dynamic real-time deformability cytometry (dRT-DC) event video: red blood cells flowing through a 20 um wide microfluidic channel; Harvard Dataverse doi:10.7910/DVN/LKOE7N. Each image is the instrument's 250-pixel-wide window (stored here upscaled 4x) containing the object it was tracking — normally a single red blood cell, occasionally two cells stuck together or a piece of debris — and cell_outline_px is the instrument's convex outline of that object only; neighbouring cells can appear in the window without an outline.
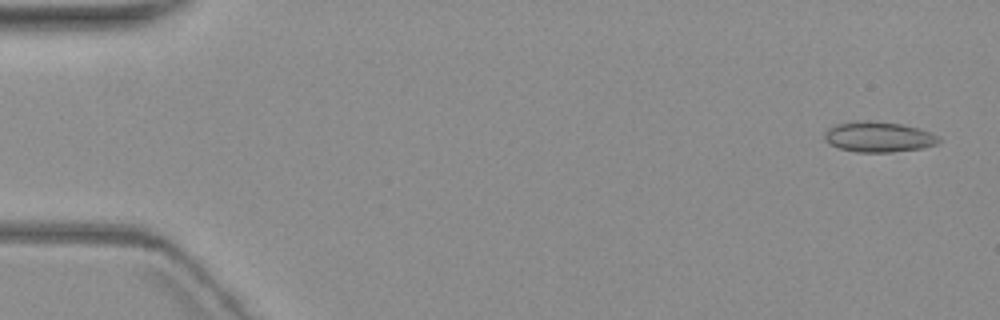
{"species": "common noctule bat (a hibernating species)", "species_latin": "Nyctalus noctula", "temperature_condition": "warm", "stored_images_in_passage": 6, "camera_frame_rate_fps": 3000, "um_per_image_px": 0.085, "animal": {"sex": "female", "body_mass_g": 19.3, "forearm_length_mm": 54.1}, "frame": {"image": 1, "passage_image": 1, "time_ms": 0.0, "image_size_px": [1000, 320], "cell_outline_px": [[940, 140], [936, 144], [920, 148], [892, 152], [856, 152], [840, 148], [828, 144], [824, 140], [824, 132], [828, 128], [836, 124], [856, 120], [868, 120], [900, 124], [916, 128], [940, 136]], "centroid_in_image_um": [74.61, 11.63], "position_along_channel_um": 10.4, "area_um2": 20.23}}
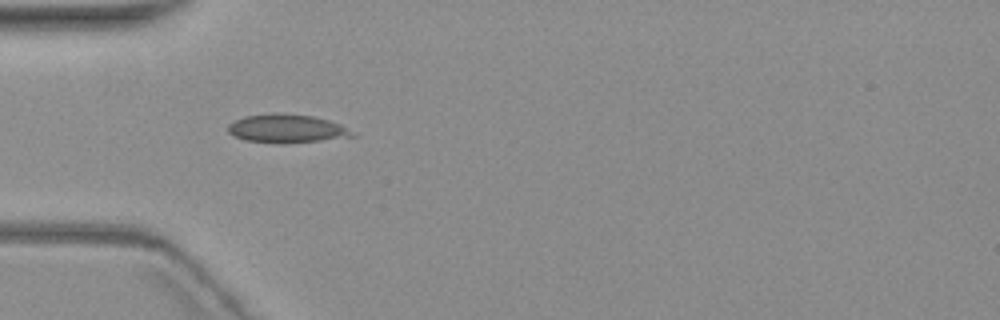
{"frame": {"image": 2, "passage_image": 5, "time_ms": 5.333, "image_size_px": [1000, 320], "cell_outline_px": [[360, 136], [280, 144], [244, 140], [232, 136], [228, 132], [228, 124], [244, 116], [272, 112], [276, 112], [312, 116], [328, 120], [340, 124]], "centroid_in_image_um": [24.35, 10.93], "position_along_channel_um": 60.7, "area_um2": 20.87}}
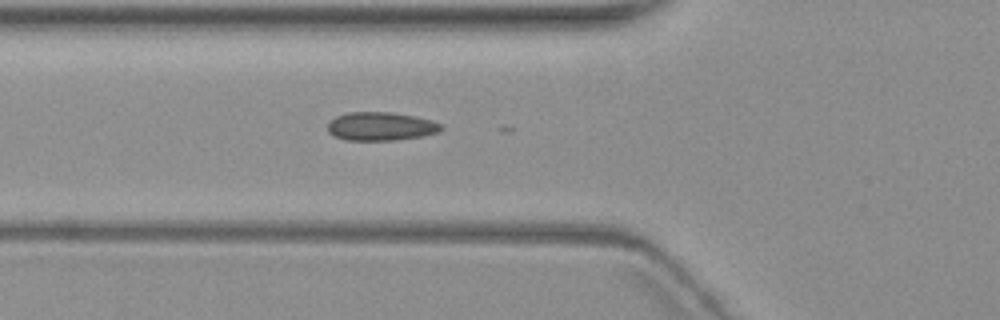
{"frame": {"image": 3, "passage_image": 6, "time_ms": 6.333, "image_size_px": [1000, 320], "cell_outline_px": [[444, 128], [440, 132], [420, 136], [396, 140], [344, 140], [328, 132], [328, 124], [336, 116], [348, 112], [392, 112], [416, 116], [432, 120], [444, 124]], "centroid_in_image_um": [32.42, 10.73], "position_along_channel_um": 93.4, "area_um2": 18.96}}